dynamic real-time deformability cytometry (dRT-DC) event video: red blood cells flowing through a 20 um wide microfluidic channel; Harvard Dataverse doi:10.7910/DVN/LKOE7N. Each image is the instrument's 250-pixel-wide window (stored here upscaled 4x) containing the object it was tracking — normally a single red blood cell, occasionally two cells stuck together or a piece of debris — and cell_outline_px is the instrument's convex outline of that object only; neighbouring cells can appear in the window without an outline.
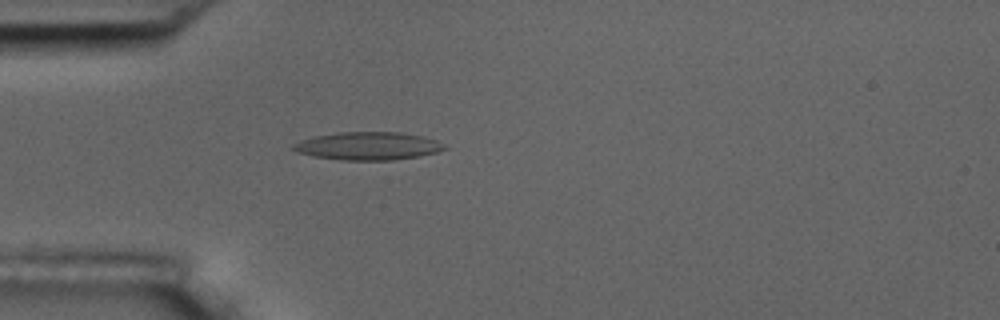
{"species": "common noctule bat (a hibernating species)", "species_latin": "Nyctalus noctula", "temperature_condition": "room temperature", "stored_images_in_passage": 54, "camera_frame_rate_fps": 3000, "um_per_image_px": 0.085, "animal": {"sex": "male", "body_mass_g": 17.5, "forearm_length_mm": 52.3}, "frame": {"image": 1, "passage_image": 15, "time_ms": 4.667, "image_size_px": [1000, 320], "cell_outline_px": [[448, 148], [436, 152], [420, 156], [392, 160], [340, 160], [312, 156], [296, 152], [292, 148], [292, 144], [300, 140], [312, 136], [340, 132], [400, 132], [424, 136], [436, 140], [444, 144]], "centroid_in_image_um": [31.26, 12.4], "position_along_channel_um": 53.7, "area_um2": 24.85}}
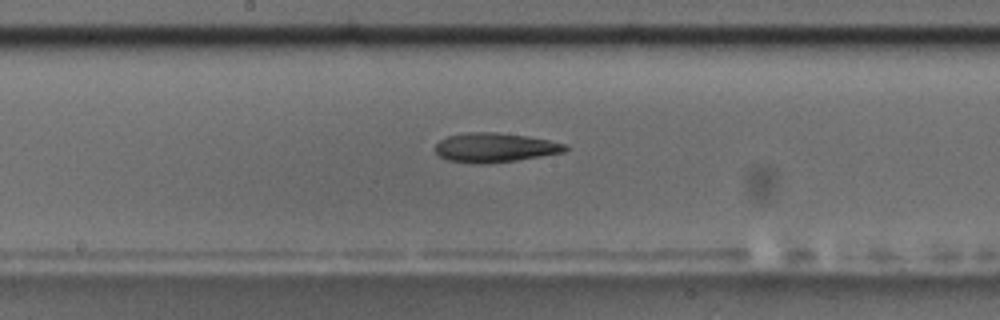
{"frame": {"image": 2, "passage_image": 28, "time_ms": 9.0, "image_size_px": [1000, 320], "cell_outline_px": [[568, 148], [564, 152], [516, 160], [488, 164], [476, 164], [448, 160], [440, 156], [436, 152], [436, 144], [440, 140], [448, 136], [468, 132], [496, 132], [528, 136], [568, 144]], "centroid_in_image_um": [42.07, 12.54], "position_along_channel_um": 206.1, "area_um2": 22.2}}
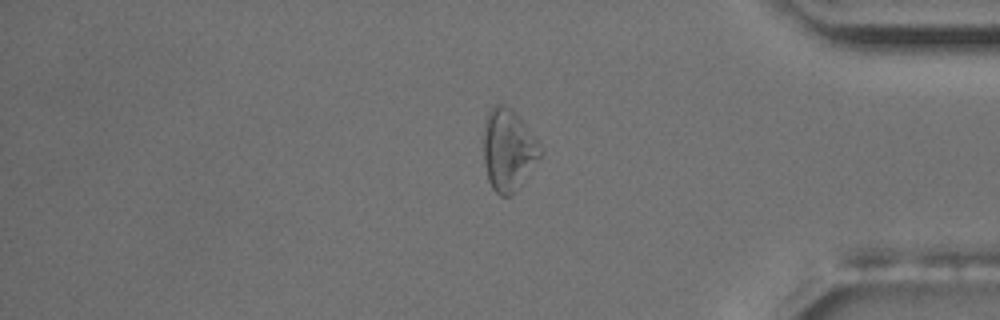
{"frame": {"image": 3, "passage_image": 45, "time_ms": 14.667, "image_size_px": [1000, 320], "cell_outline_px": [[544, 152], [540, 160], [516, 188], [508, 196], [500, 196], [492, 188], [488, 180], [484, 164], [484, 120], [492, 104], [500, 104], [508, 108], [520, 120], [536, 140]], "centroid_in_image_um": [43.18, 12.76], "position_along_channel_um": 392.0, "area_um2": 26.53}, "authors_computed_cell_mechanics": {"area_um2": 24.3627, "velocity_mm_per_s": 3.69, "shape_relaxation_time_tau1_ms": 9.8456, "shape_relaxation_time_tau2_ms": null, "deformation_change_tau1": 0.2493, "deformation_change_tau2": null}}